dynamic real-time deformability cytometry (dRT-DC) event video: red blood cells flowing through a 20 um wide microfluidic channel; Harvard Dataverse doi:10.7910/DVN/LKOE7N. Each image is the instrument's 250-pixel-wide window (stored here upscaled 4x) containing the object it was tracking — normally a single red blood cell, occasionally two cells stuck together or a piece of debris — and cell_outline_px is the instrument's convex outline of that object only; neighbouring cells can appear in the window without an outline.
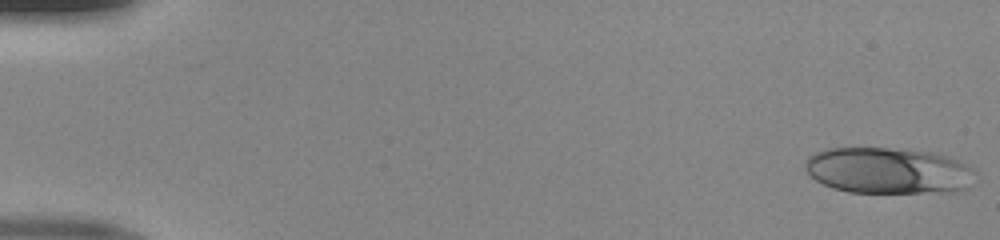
{"species": "human", "species_latin": "Homo sapiens", "temperature_condition": "room temperature", "stored_images_in_passage": 48, "camera_frame_rate_fps": 3000, "um_per_image_px": 0.085, "donor": {"sex": "male"}, "frame": {"image": 1, "passage_image": 1, "time_ms": 0.0, "image_size_px": [1000, 240], "cell_outline_px": [[976, 172], [968, 188], [956, 192], [848, 192], [832, 188], [816, 180], [804, 168], [804, 164], [808, 156], [816, 152], [828, 148], [888, 148], [932, 152], [948, 156], [972, 168]], "centroid_in_image_um": [75.5, 14.5], "position_along_channel_um": 9.5, "area_um2": 45.84}}
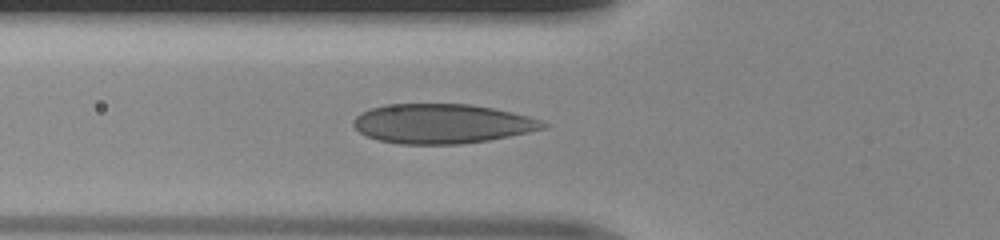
{"frame": {"image": 2, "passage_image": 18, "time_ms": 5.667, "image_size_px": [1000, 240], "cell_outline_px": [[548, 128], [488, 140], [460, 144], [400, 144], [380, 140], [368, 136], [360, 132], [352, 124], [352, 120], [360, 112], [384, 104], [472, 104], [512, 112], [528, 116], [540, 120], [548, 124]], "centroid_in_image_um": [37.56, 10.51], "position_along_channel_um": 88.2, "area_um2": 43.64}}
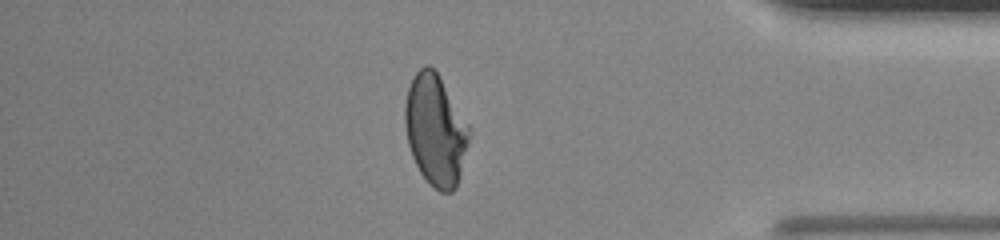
{"frame": {"image": 3, "passage_image": 42, "time_ms": 13.667, "image_size_px": [1000, 240], "cell_outline_px": [[472, 132], [456, 188], [452, 192], [440, 192], [420, 172], [412, 156], [408, 144], [404, 124], [404, 108], [408, 88], [416, 72], [424, 64], [428, 64], [436, 72], [468, 124]], "centroid_in_image_um": [37.01, 11.06], "position_along_channel_um": 398.2, "area_um2": 41.1}}